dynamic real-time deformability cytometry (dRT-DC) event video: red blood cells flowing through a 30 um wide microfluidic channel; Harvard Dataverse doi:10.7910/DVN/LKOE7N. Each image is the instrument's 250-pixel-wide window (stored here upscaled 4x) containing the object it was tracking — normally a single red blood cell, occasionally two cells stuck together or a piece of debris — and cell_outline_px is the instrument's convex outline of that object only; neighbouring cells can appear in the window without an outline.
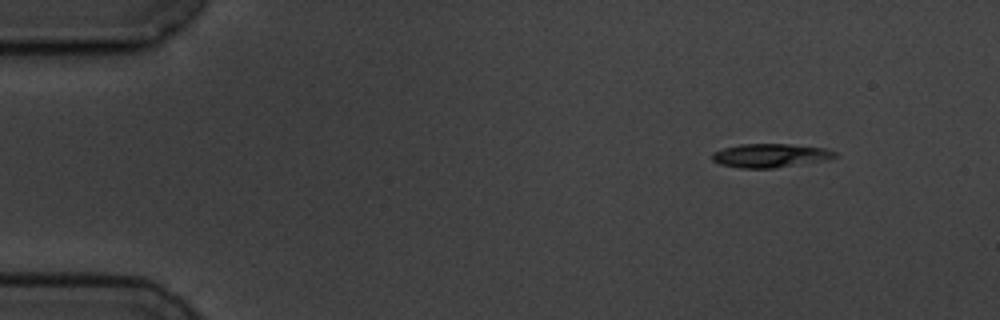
{"species": "common noctule bat (a hibernating species)", "species_latin": "Nyctalus noctula", "temperature_condition": "cold", "stored_images_in_passage": 4, "camera_frame_rate_fps": 3000, "um_per_image_px": 0.085, "animal": {"sex": "male", "body_mass_g": 19.5, "forearm_length_mm": 54.6}, "frame": {"image": 1, "passage_image": 1, "time_ms": 0.0, "image_size_px": [1000, 320], "cell_outline_px": [[836, 156], [828, 160], [772, 168], [740, 168], [720, 164], [712, 160], [712, 152], [724, 148], [740, 144], [788, 144], [824, 148], [836, 152]], "centroid_in_image_um": [65.46, 13.22], "position_along_channel_um": 19.5, "area_um2": 16.88}}
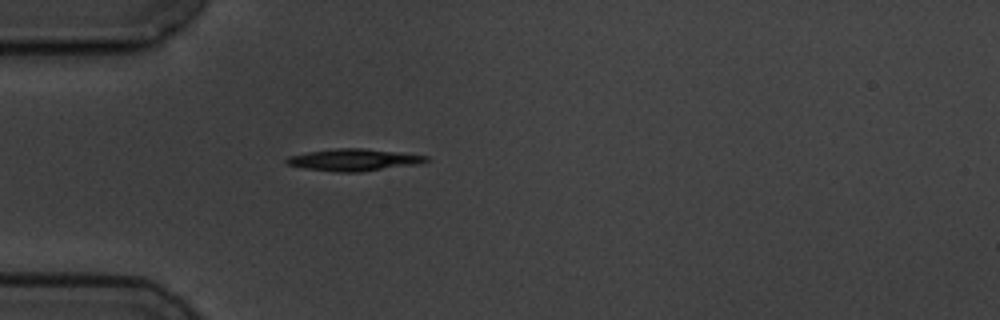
{"frame": {"image": 2, "passage_image": 4, "time_ms": 3.333, "image_size_px": [1000, 320], "cell_outline_px": [[432, 160], [420, 164], [360, 172], [336, 172], [304, 168], [288, 164], [284, 160], [288, 156], [308, 152], [336, 148], [360, 148], [400, 152], [428, 156]], "centroid_in_image_um": [30.12, 13.59], "position_along_channel_um": 54.9, "area_um2": 17.98}}